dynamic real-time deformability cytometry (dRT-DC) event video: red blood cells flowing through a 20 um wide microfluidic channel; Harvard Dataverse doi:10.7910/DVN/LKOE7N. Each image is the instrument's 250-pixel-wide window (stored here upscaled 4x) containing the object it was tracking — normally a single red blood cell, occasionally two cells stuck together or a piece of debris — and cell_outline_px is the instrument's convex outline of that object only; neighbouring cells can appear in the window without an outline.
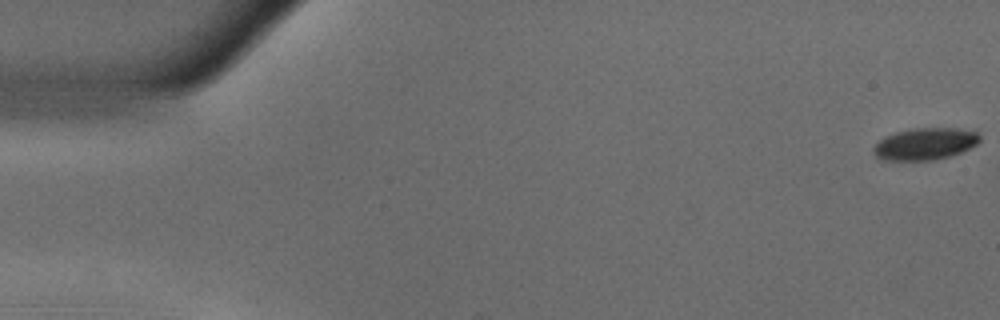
{"species": "common noctule bat (a hibernating species)", "species_latin": "Nyctalus noctula", "temperature_condition": "warm", "stored_images_in_passage": 55, "camera_frame_rate_fps": 3000, "um_per_image_px": 0.085, "animal": {"sex": "male", "body_mass_g": 18.8}, "frame": {"image": 1, "passage_image": 1, "time_ms": 0.0, "image_size_px": [1000, 320], "cell_outline_px": [[980, 140], [976, 144], [960, 152], [948, 156], [932, 160], [884, 160], [876, 156], [872, 152], [872, 148], [884, 136], [896, 132], [912, 128], [956, 128], [976, 132], [980, 136]], "centroid_in_image_um": [78.59, 12.22], "position_along_channel_um": 6.4, "area_um2": 19.59}}
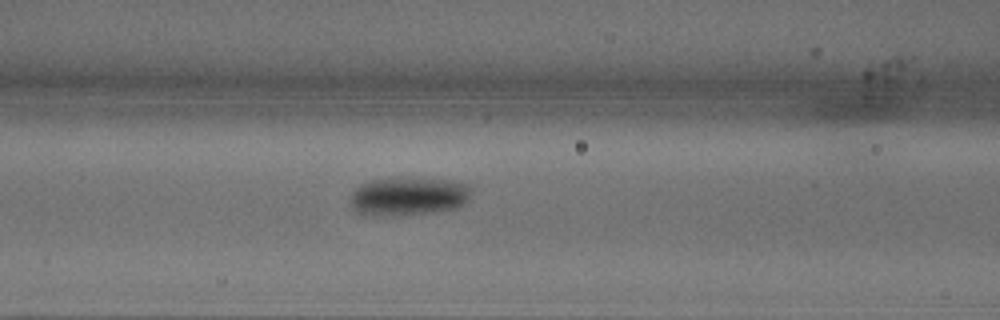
{"frame": {"image": 2, "passage_image": 23, "time_ms": 7.333, "image_size_px": [1000, 320], "cell_outline_px": [[472, 192], [468, 200], [464, 204], [456, 208], [432, 212], [392, 216], [364, 216], [356, 212], [348, 204], [348, 200], [352, 192], [360, 184], [372, 180], [392, 176], [404, 176], [448, 180], [468, 184], [472, 188]], "centroid_in_image_um": [34.65, 16.67], "position_along_channel_um": 131.9, "area_um2": 28.21}}
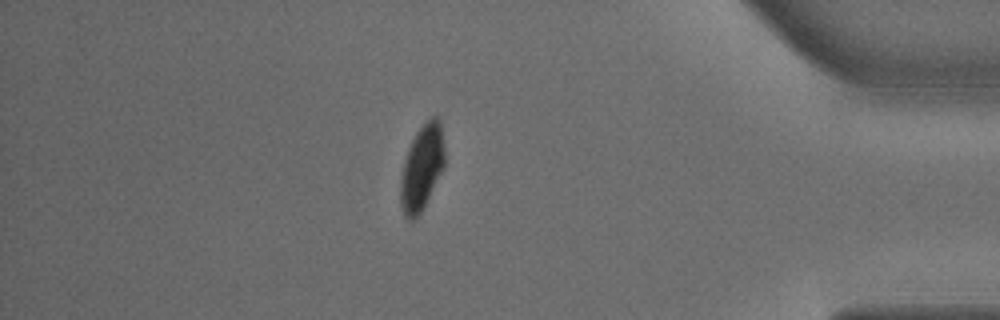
{"frame": {"image": 3, "passage_image": 48, "time_ms": 15.667, "image_size_px": [1000, 320], "cell_outline_px": [[444, 168], [424, 208], [412, 220], [408, 220], [404, 216], [400, 204], [400, 176], [404, 160], [408, 148], [416, 132], [432, 116], [440, 116], [444, 148]], "centroid_in_image_um": [35.86, 14.26], "position_along_channel_um": 399.3, "area_um2": 22.2}, "authors_computed_cell_mechanics": {"area_um2": 24.2182, "velocity_mm_per_s": 3.6556, "shape_relaxation_time_tau1_ms": 3.2187, "shape_relaxation_time_tau2_ms": null, "deformation_change_tau1": 0.1305, "deformation_change_tau2": null}}